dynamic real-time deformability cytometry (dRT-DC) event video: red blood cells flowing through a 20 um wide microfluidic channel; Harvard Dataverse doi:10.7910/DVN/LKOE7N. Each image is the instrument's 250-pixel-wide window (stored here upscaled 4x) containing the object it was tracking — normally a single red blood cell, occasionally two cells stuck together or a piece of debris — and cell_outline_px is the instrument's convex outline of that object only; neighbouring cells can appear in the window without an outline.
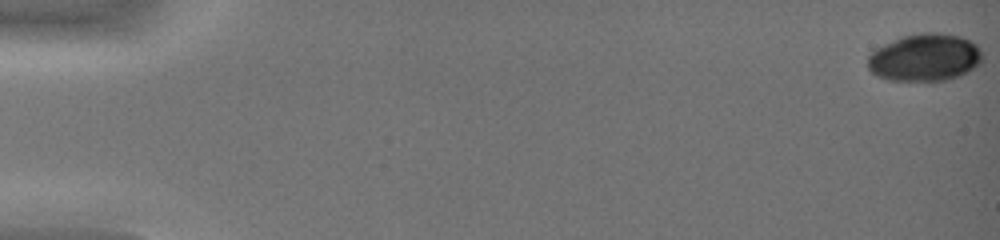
{"species": "common noctule bat (a hibernating species)", "species_latin": "Nyctalus noctula", "temperature_condition": "warm", "stored_images_in_passage": 45, "camera_frame_rate_fps": 3000, "um_per_image_px": 0.085, "animal": {"sex": "female", "body_mass_g": 19.0, "forearm_length_mm": 51.5}, "frame": {"image": 1, "passage_image": 1, "time_ms": 0.0, "image_size_px": [1000, 240], "cell_outline_px": [[984, 60], [980, 64], [968, 72], [960, 76], [944, 80], [888, 80], [876, 76], [868, 68], [868, 56], [876, 48], [884, 44], [904, 36], [920, 32], [936, 32], [960, 36], [976, 44], [980, 48]], "centroid_in_image_um": [78.63, 4.89], "position_along_channel_um": 6.4, "area_um2": 31.79}}
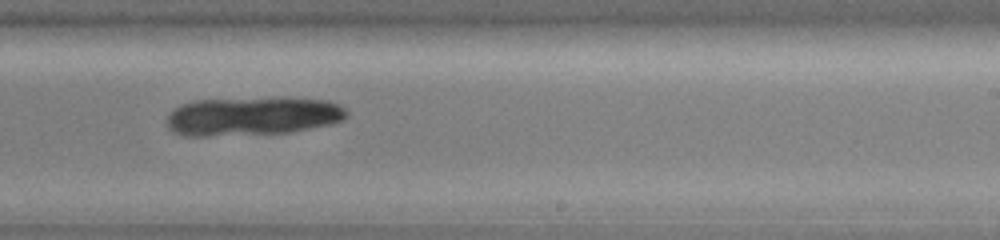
{"frame": {"image": 2, "passage_image": 31, "time_ms": 10.0, "image_size_px": [1000, 240], "cell_outline_px": [[348, 116], [344, 120], [332, 124], [292, 132], [208, 136], [184, 136], [172, 132], [168, 128], [168, 116], [180, 104], [196, 100], [284, 96], [328, 100], [340, 104], [348, 112]], "centroid_in_image_um": [21.53, 9.85], "position_along_channel_um": 267.5, "area_um2": 41.38}}
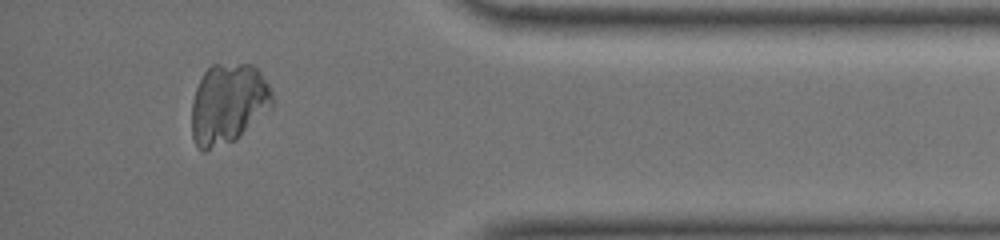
{"frame": {"image": 3, "passage_image": 42, "time_ms": 13.667, "image_size_px": [1000, 240], "cell_outline_px": [[276, 104], [272, 108], [236, 140], [204, 152], [200, 152], [192, 136], [192, 100], [196, 88], [204, 72], [212, 64], [252, 64], [260, 72], [268, 84], [272, 92]], "centroid_in_image_um": [19.41, 8.84], "position_along_channel_um": 415.8, "area_um2": 38.21}}